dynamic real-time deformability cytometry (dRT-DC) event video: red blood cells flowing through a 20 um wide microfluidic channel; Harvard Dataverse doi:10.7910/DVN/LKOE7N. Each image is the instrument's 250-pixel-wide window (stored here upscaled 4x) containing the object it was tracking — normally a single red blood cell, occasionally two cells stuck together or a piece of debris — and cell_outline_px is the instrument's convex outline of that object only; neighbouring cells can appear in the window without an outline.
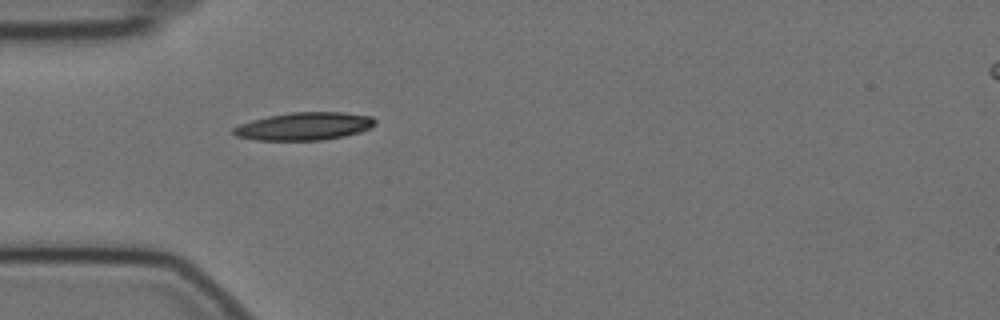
{"species": "Egyptian fruit bat (a non-hibernating species)", "species_latin": "Rousettus aegyptiacus", "temperature_condition": "cold", "stored_images_in_passage": 9, "camera_frame_rate_fps": 3000, "um_per_image_px": 0.085, "animal": {"sex": "female"}, "frame": {"image": 1, "passage_image": 1, "time_ms": 0.0, "image_size_px": [1000, 320], "cell_outline_px": [[376, 124], [360, 132], [344, 136], [320, 140], [256, 140], [236, 136], [232, 132], [232, 128], [240, 124], [252, 120], [268, 116], [292, 112], [344, 112], [372, 116], [376, 120]], "centroid_in_image_um": [25.86, 10.72], "position_along_channel_um": 59.1, "area_um2": 22.95}}
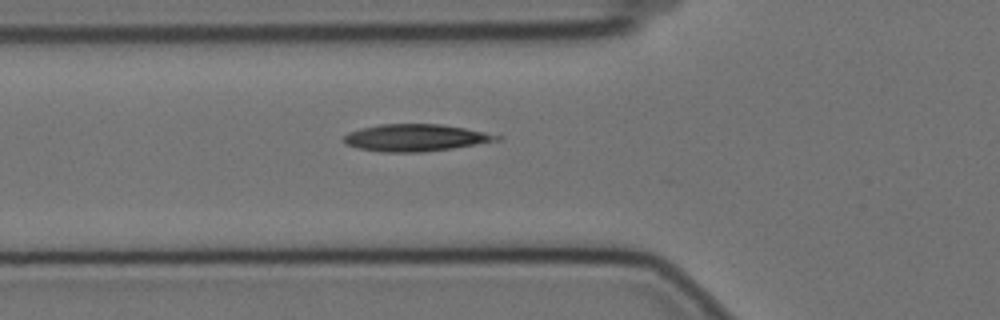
{"frame": {"image": 2, "passage_image": 4, "time_ms": 1.0, "image_size_px": [1000, 320], "cell_outline_px": [[504, 136], [500, 140], [452, 148], [424, 152], [384, 152], [356, 148], [344, 144], [340, 140], [348, 132], [360, 128], [380, 124], [440, 124], [464, 128]], "centroid_in_image_um": [35.26, 11.71], "position_along_channel_um": 90.5, "area_um2": 24.22}}
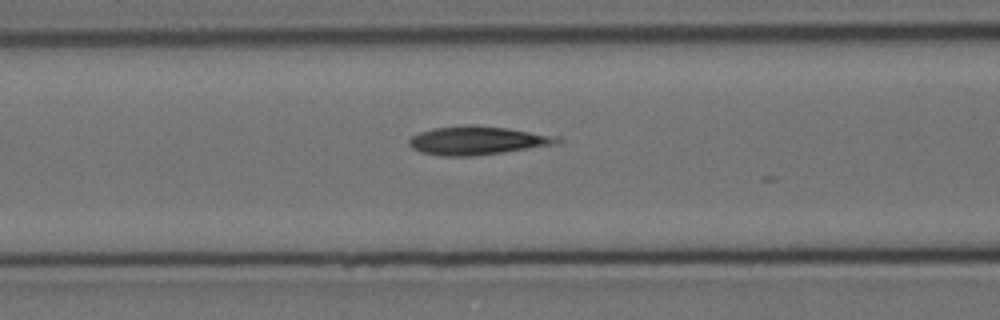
{"frame": {"image": 3, "passage_image": 7, "time_ms": 2.0, "image_size_px": [1000, 320], "cell_outline_px": [[564, 140], [560, 144], [476, 156], [440, 156], [420, 152], [412, 148], [408, 144], [408, 140], [412, 136], [420, 132], [432, 128], [508, 128], [560, 136]], "centroid_in_image_um": [40.66, 12.0], "position_along_channel_um": 125.9, "area_um2": 23.99}}